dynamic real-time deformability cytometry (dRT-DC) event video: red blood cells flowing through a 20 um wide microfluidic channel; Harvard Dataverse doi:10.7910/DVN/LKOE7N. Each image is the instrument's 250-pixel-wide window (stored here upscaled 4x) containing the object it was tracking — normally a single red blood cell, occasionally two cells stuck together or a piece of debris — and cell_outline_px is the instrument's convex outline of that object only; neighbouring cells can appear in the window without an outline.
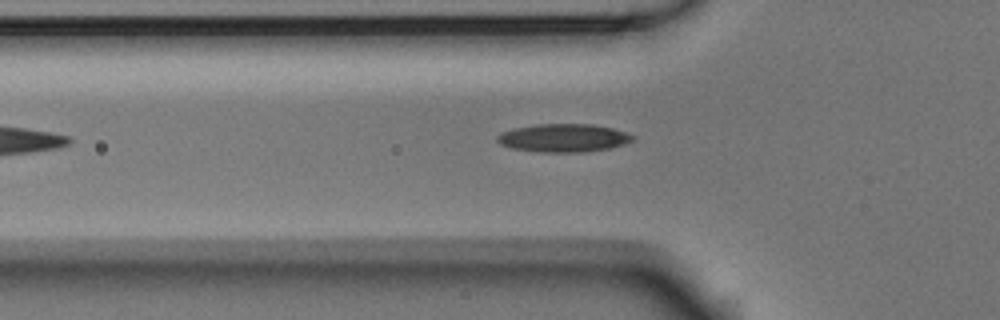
{"species": "Egyptian fruit bat (a non-hibernating species)", "species_latin": "Rousettus aegyptiacus", "temperature_condition": "room temperature", "stored_images_in_passage": 7, "camera_frame_rate_fps": 3000, "um_per_image_px": 0.085, "animal": {"sex": "male"}, "frame": {"image": 1, "passage_image": 5, "time_ms": 1.333, "image_size_px": [1000, 320], "cell_outline_px": [[636, 136], [632, 140], [624, 144], [608, 148], [584, 152], [536, 152], [512, 148], [500, 144], [496, 140], [496, 136], [500, 132], [516, 128], [536, 124], [592, 124], [612, 128]], "centroid_in_image_um": [47.86, 11.72], "position_along_channel_um": 77.9, "area_um2": 22.2}}
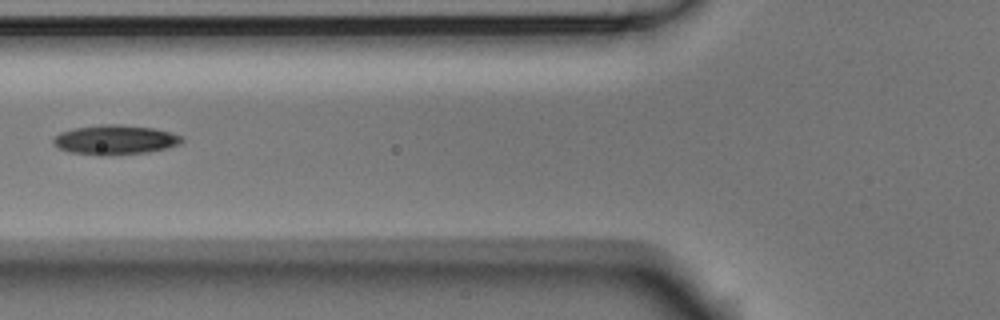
{"frame": {"image": 2, "passage_image": 6, "time_ms": 1.667, "image_size_px": [1000, 320], "cell_outline_px": [[184, 140], [180, 144], [148, 152], [100, 156], [96, 156], [68, 152], [60, 148], [52, 140], [60, 132], [76, 128], [100, 124], [120, 124], [152, 128], [168, 132], [180, 136]], "centroid_in_image_um": [9.75, 11.89], "position_along_channel_um": 116.0, "area_um2": 21.96}}
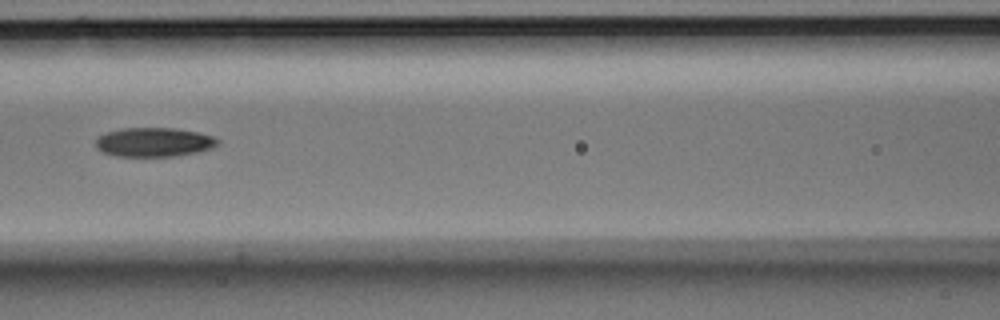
{"frame": {"image": 3, "passage_image": 7, "time_ms": 2.0, "image_size_px": [1000, 320], "cell_outline_px": [[220, 144], [212, 148], [196, 152], [176, 156], [116, 156], [104, 152], [96, 148], [96, 136], [108, 132], [124, 128], [176, 128], [200, 132], [216, 136], [220, 140]], "centroid_in_image_um": [13.14, 12.07], "position_along_channel_um": 153.5, "area_um2": 20.92}}